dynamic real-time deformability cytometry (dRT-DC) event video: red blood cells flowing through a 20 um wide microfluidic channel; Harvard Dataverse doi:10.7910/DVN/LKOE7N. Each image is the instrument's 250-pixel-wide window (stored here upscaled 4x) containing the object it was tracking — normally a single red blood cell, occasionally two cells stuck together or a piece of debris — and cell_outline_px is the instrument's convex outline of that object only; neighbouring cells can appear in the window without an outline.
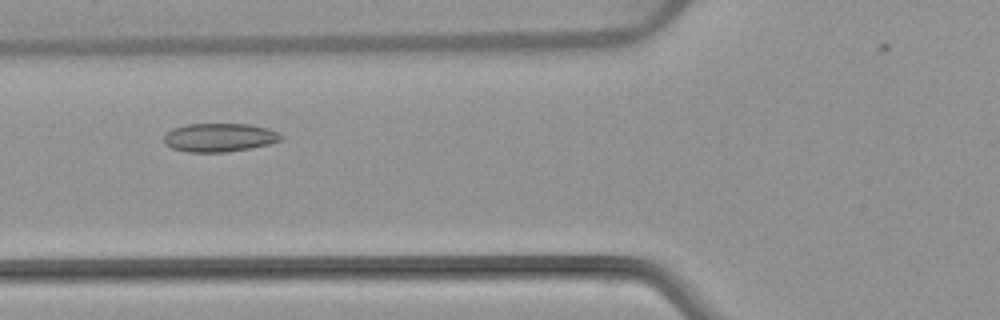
{"species": "common noctule bat (a hibernating species)", "species_latin": "Nyctalus noctula", "temperature_condition": "warm", "stored_images_in_passage": 44, "camera_frame_rate_fps": 3000, "um_per_image_px": 0.085, "animal": {"sex": "female", "body_mass_g": 22.7, "forearm_length_mm": 54.2}, "frame": {"image": 1, "passage_image": 16, "time_ms": 5.0, "image_size_px": [1000, 320], "cell_outline_px": [[284, 136], [280, 140], [268, 144], [248, 148], [224, 152], [188, 152], [172, 148], [164, 144], [164, 136], [172, 128], [188, 124], [248, 124], [268, 128]], "centroid_in_image_um": [18.62, 11.68], "position_along_channel_um": 107.2, "area_um2": 19.31}}
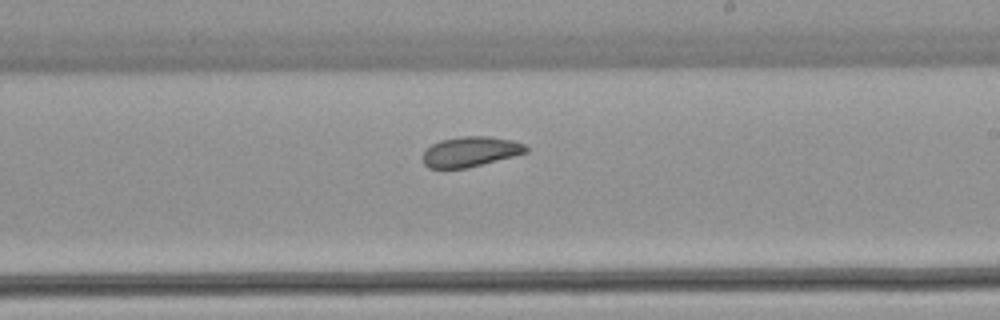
{"frame": {"image": 2, "passage_image": 27, "time_ms": 8.667, "image_size_px": [1000, 320], "cell_outline_px": [[528, 152], [468, 168], [428, 168], [424, 164], [424, 152], [432, 144], [440, 140], [464, 136], [488, 136], [512, 140], [524, 144], [528, 148]], "centroid_in_image_um": [40.0, 12.89], "position_along_channel_um": 249.0, "area_um2": 17.98}}
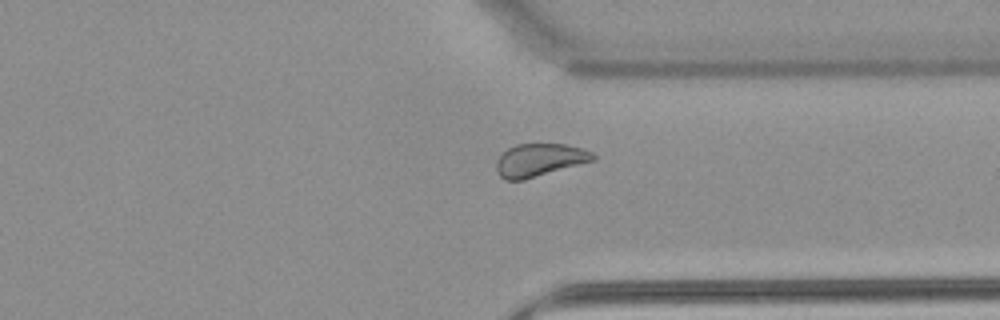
{"frame": {"image": 3, "passage_image": 36, "time_ms": 11.667, "image_size_px": [1000, 320], "cell_outline_px": [[596, 160], [524, 180], [504, 180], [496, 172], [496, 160], [508, 148], [516, 144], [564, 144], [580, 148], [592, 152], [596, 156]], "centroid_in_image_um": [45.85, 13.61], "position_along_channel_um": 365.6, "area_um2": 18.55}, "authors_computed_cell_mechanics": {"area_um2": 19.3052, "velocity_mm_per_s": 3.8789, "shape_relaxation_time_tau1_ms": 5.8045, "shape_relaxation_time_tau2_ms": 2.4539, "deformation_change_tau1": 0.0922, "deformation_change_tau2": 0.0641}}